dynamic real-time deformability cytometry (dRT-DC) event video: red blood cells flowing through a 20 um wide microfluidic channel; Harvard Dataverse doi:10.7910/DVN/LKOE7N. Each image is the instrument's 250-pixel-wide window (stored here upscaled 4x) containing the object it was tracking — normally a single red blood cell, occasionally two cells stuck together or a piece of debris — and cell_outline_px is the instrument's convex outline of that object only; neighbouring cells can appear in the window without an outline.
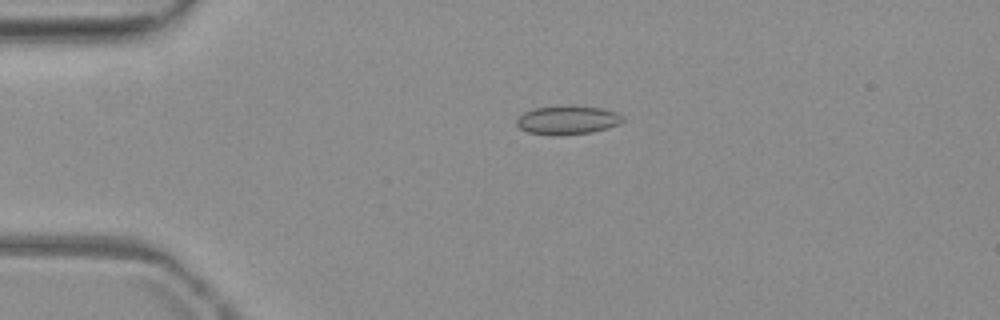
{"species": "common noctule bat (a hibernating species)", "species_latin": "Nyctalus noctula", "temperature_condition": "warm", "stored_images_in_passage": 2, "camera_frame_rate_fps": 3000, "um_per_image_px": 0.085, "animal": {"sex": "female", "body_mass_g": 19.3, "forearm_length_mm": 54.1}, "frame": {"image": 1, "passage_image": 1, "time_ms": 0.0, "image_size_px": [1000, 320], "cell_outline_px": [[624, 120], [620, 124], [608, 128], [592, 132], [560, 136], [552, 136], [528, 132], [520, 128], [516, 124], [516, 120], [524, 112], [532, 108], [604, 108], [616, 112], [624, 116]], "centroid_in_image_um": [48.26, 10.26], "position_along_channel_um": 36.7, "area_um2": 17.34}}